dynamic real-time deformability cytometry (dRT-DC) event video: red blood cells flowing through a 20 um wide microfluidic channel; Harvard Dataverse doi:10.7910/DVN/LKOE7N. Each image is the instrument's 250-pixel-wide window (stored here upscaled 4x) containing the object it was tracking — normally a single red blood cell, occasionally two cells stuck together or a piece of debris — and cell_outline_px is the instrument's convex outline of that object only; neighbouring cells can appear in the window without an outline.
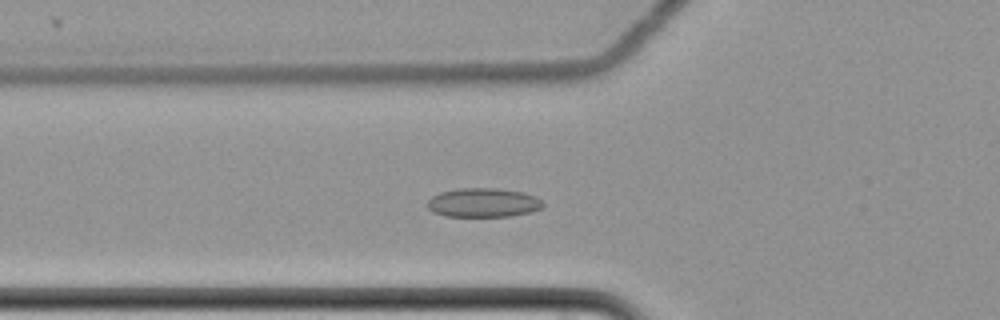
{"species": "common noctule bat (a hibernating species)", "species_latin": "Nyctalus noctula", "temperature_condition": "cold", "stored_images_in_passage": 47, "camera_frame_rate_fps": 3000, "um_per_image_px": 0.085, "animal": {"sex": "female", "body_mass_g": 22.7, "forearm_length_mm": 54.2}, "frame": {"image": 1, "passage_image": 14, "time_ms": 4.333, "image_size_px": [1000, 320], "cell_outline_px": [[544, 204], [540, 208], [532, 212], [508, 216], [444, 216], [432, 212], [428, 208], [428, 200], [432, 196], [440, 192], [456, 188], [496, 188], [524, 192], [536, 196]], "centroid_in_image_um": [41.06, 17.22], "position_along_channel_um": 84.7, "area_um2": 19.65}}
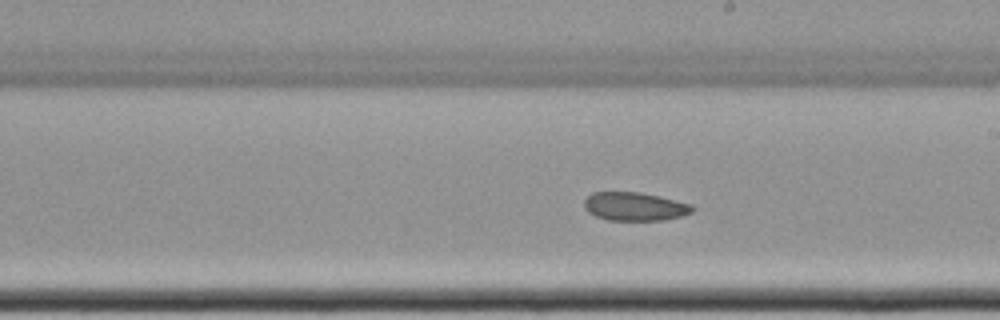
{"frame": {"image": 2, "passage_image": 27, "time_ms": 8.667, "image_size_px": [1000, 320], "cell_outline_px": [[696, 208], [692, 212], [680, 216], [664, 220], [608, 220], [596, 216], [588, 212], [584, 208], [584, 200], [592, 192], [640, 192], [660, 196], [692, 204]], "centroid_in_image_um": [53.96, 17.54], "position_along_channel_um": 235.0, "area_um2": 18.03}}
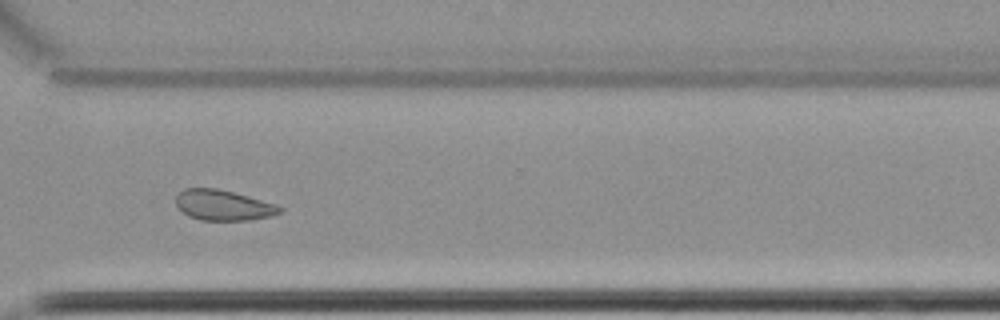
{"frame": {"image": 3, "passage_image": 37, "time_ms": 12.0, "image_size_px": [1000, 320], "cell_outline_px": [[284, 212], [272, 216], [252, 220], [200, 220], [188, 216], [176, 204], [176, 196], [184, 188], [216, 188], [248, 196], [276, 204], [284, 208]], "centroid_in_image_um": [19.02, 17.45], "position_along_channel_um": 351.6, "area_um2": 18.5}}